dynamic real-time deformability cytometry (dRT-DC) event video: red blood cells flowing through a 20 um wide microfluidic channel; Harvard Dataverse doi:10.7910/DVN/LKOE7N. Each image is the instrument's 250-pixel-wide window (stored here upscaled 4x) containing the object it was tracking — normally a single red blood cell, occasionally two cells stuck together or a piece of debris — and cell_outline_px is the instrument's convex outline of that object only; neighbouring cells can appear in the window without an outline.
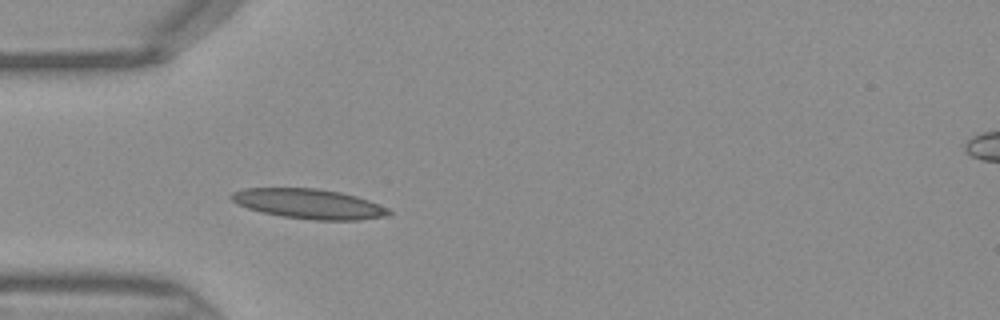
{"species": "Egyptian fruit bat (a non-hibernating species)", "species_latin": "Rousettus aegyptiacus", "temperature_condition": "warm", "stored_images_in_passage": 33, "camera_frame_rate_fps": 3000, "um_per_image_px": 0.085, "frame": {"image": 1, "passage_image": 1, "time_ms": 0.0, "image_size_px": [1000, 320], "cell_outline_px": [[392, 216], [360, 220], [316, 220], [280, 216], [260, 212], [236, 204], [228, 196], [232, 192], [244, 188], [316, 188], [340, 192], [356, 196], [368, 200], [388, 208], [392, 212]], "centroid_in_image_um": [26.26, 17.33], "position_along_channel_um": 58.7, "area_um2": 27.63}}
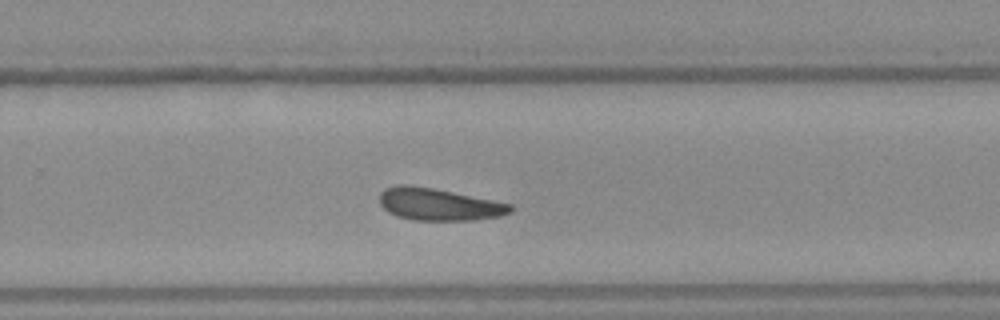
{"frame": {"image": 2, "passage_image": 17, "time_ms": 5.333, "image_size_px": [1000, 320], "cell_outline_px": [[512, 212], [500, 216], [472, 220], [412, 220], [396, 216], [388, 212], [380, 204], [380, 192], [384, 188], [396, 184], [404, 184], [432, 188], [512, 204]], "centroid_in_image_um": [37.25, 17.37], "position_along_channel_um": 292.5, "area_um2": 24.45}}
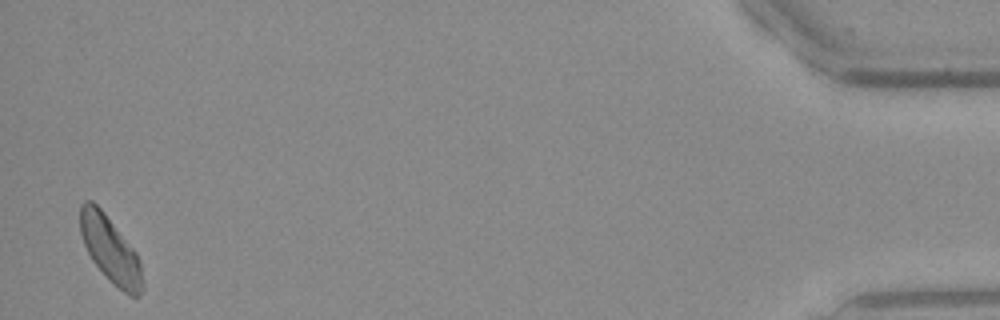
{"frame": {"image": 3, "passage_image": 32, "time_ms": 10.333, "image_size_px": [1000, 320], "cell_outline_px": [[144, 288], [140, 296], [132, 296], [124, 292], [92, 260], [84, 244], [80, 232], [80, 204], [84, 200], [92, 200], [104, 212], [136, 252], [140, 260], [144, 284]], "centroid_in_image_um": [9.39, 21.19], "position_along_channel_um": 425.8, "area_um2": 23.64}}